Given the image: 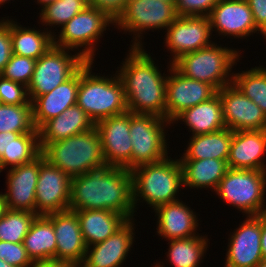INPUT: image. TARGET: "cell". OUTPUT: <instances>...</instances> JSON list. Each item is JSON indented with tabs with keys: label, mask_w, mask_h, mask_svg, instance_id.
Returning <instances> with one entry per match:
<instances>
[{
	"label": "cell",
	"mask_w": 266,
	"mask_h": 267,
	"mask_svg": "<svg viewBox=\"0 0 266 267\" xmlns=\"http://www.w3.org/2000/svg\"><path fill=\"white\" fill-rule=\"evenodd\" d=\"M95 127L94 122L77 104L64 110L59 116L45 122L39 129L41 151L49 144L70 136L87 132Z\"/></svg>",
	"instance_id": "25"
},
{
	"label": "cell",
	"mask_w": 266,
	"mask_h": 267,
	"mask_svg": "<svg viewBox=\"0 0 266 267\" xmlns=\"http://www.w3.org/2000/svg\"><path fill=\"white\" fill-rule=\"evenodd\" d=\"M257 29L266 39V0H247Z\"/></svg>",
	"instance_id": "44"
},
{
	"label": "cell",
	"mask_w": 266,
	"mask_h": 267,
	"mask_svg": "<svg viewBox=\"0 0 266 267\" xmlns=\"http://www.w3.org/2000/svg\"><path fill=\"white\" fill-rule=\"evenodd\" d=\"M114 25L115 21L105 12L87 5L59 28L60 32H57V35H53L54 46L78 51L85 61L93 62L96 58L95 52L98 50L96 44L103 38L106 30Z\"/></svg>",
	"instance_id": "8"
},
{
	"label": "cell",
	"mask_w": 266,
	"mask_h": 267,
	"mask_svg": "<svg viewBox=\"0 0 266 267\" xmlns=\"http://www.w3.org/2000/svg\"><path fill=\"white\" fill-rule=\"evenodd\" d=\"M175 4L162 0H129L114 28L133 35L130 47H145L143 38L150 30H166L176 19ZM147 31V32H146Z\"/></svg>",
	"instance_id": "9"
},
{
	"label": "cell",
	"mask_w": 266,
	"mask_h": 267,
	"mask_svg": "<svg viewBox=\"0 0 266 267\" xmlns=\"http://www.w3.org/2000/svg\"><path fill=\"white\" fill-rule=\"evenodd\" d=\"M223 46L216 40L207 47L180 56L172 66L185 77L212 85L218 91L232 84V70L242 57V50Z\"/></svg>",
	"instance_id": "5"
},
{
	"label": "cell",
	"mask_w": 266,
	"mask_h": 267,
	"mask_svg": "<svg viewBox=\"0 0 266 267\" xmlns=\"http://www.w3.org/2000/svg\"><path fill=\"white\" fill-rule=\"evenodd\" d=\"M169 126V121L157 115L133 114L130 111V170L141 164L161 161L170 154L169 139L166 137Z\"/></svg>",
	"instance_id": "10"
},
{
	"label": "cell",
	"mask_w": 266,
	"mask_h": 267,
	"mask_svg": "<svg viewBox=\"0 0 266 267\" xmlns=\"http://www.w3.org/2000/svg\"><path fill=\"white\" fill-rule=\"evenodd\" d=\"M86 246L102 242L121 228L128 219L110 210H74Z\"/></svg>",
	"instance_id": "27"
},
{
	"label": "cell",
	"mask_w": 266,
	"mask_h": 267,
	"mask_svg": "<svg viewBox=\"0 0 266 267\" xmlns=\"http://www.w3.org/2000/svg\"><path fill=\"white\" fill-rule=\"evenodd\" d=\"M162 263V264H161ZM165 263H163V262H157V263H154V265L152 266V267H165V265H164Z\"/></svg>",
	"instance_id": "52"
},
{
	"label": "cell",
	"mask_w": 266,
	"mask_h": 267,
	"mask_svg": "<svg viewBox=\"0 0 266 267\" xmlns=\"http://www.w3.org/2000/svg\"><path fill=\"white\" fill-rule=\"evenodd\" d=\"M266 130L233 131L227 165L266 171Z\"/></svg>",
	"instance_id": "23"
},
{
	"label": "cell",
	"mask_w": 266,
	"mask_h": 267,
	"mask_svg": "<svg viewBox=\"0 0 266 267\" xmlns=\"http://www.w3.org/2000/svg\"><path fill=\"white\" fill-rule=\"evenodd\" d=\"M87 5V0H57L39 10L38 16L40 20H38V24L39 26L41 24L44 26V29L55 35L56 32L52 27L56 29L57 27L62 28Z\"/></svg>",
	"instance_id": "35"
},
{
	"label": "cell",
	"mask_w": 266,
	"mask_h": 267,
	"mask_svg": "<svg viewBox=\"0 0 266 267\" xmlns=\"http://www.w3.org/2000/svg\"><path fill=\"white\" fill-rule=\"evenodd\" d=\"M45 159L71 178L105 163L99 131L93 129L49 143L41 152Z\"/></svg>",
	"instance_id": "6"
},
{
	"label": "cell",
	"mask_w": 266,
	"mask_h": 267,
	"mask_svg": "<svg viewBox=\"0 0 266 267\" xmlns=\"http://www.w3.org/2000/svg\"><path fill=\"white\" fill-rule=\"evenodd\" d=\"M85 62L78 52L57 46L51 47L36 60L33 75L27 86L29 100L33 102L38 96L51 92L68 80Z\"/></svg>",
	"instance_id": "11"
},
{
	"label": "cell",
	"mask_w": 266,
	"mask_h": 267,
	"mask_svg": "<svg viewBox=\"0 0 266 267\" xmlns=\"http://www.w3.org/2000/svg\"><path fill=\"white\" fill-rule=\"evenodd\" d=\"M219 0H176L177 16H209Z\"/></svg>",
	"instance_id": "41"
},
{
	"label": "cell",
	"mask_w": 266,
	"mask_h": 267,
	"mask_svg": "<svg viewBox=\"0 0 266 267\" xmlns=\"http://www.w3.org/2000/svg\"><path fill=\"white\" fill-rule=\"evenodd\" d=\"M52 221L56 237V260L82 264L86 245L75 211L66 210L46 214Z\"/></svg>",
	"instance_id": "22"
},
{
	"label": "cell",
	"mask_w": 266,
	"mask_h": 267,
	"mask_svg": "<svg viewBox=\"0 0 266 267\" xmlns=\"http://www.w3.org/2000/svg\"><path fill=\"white\" fill-rule=\"evenodd\" d=\"M0 267H15V266L8 264L5 260L0 259Z\"/></svg>",
	"instance_id": "50"
},
{
	"label": "cell",
	"mask_w": 266,
	"mask_h": 267,
	"mask_svg": "<svg viewBox=\"0 0 266 267\" xmlns=\"http://www.w3.org/2000/svg\"><path fill=\"white\" fill-rule=\"evenodd\" d=\"M41 153L33 161L6 170V208L36 213V185L40 165L45 161Z\"/></svg>",
	"instance_id": "19"
},
{
	"label": "cell",
	"mask_w": 266,
	"mask_h": 267,
	"mask_svg": "<svg viewBox=\"0 0 266 267\" xmlns=\"http://www.w3.org/2000/svg\"><path fill=\"white\" fill-rule=\"evenodd\" d=\"M162 1H166V2H172L175 4L176 0H162Z\"/></svg>",
	"instance_id": "54"
},
{
	"label": "cell",
	"mask_w": 266,
	"mask_h": 267,
	"mask_svg": "<svg viewBox=\"0 0 266 267\" xmlns=\"http://www.w3.org/2000/svg\"><path fill=\"white\" fill-rule=\"evenodd\" d=\"M208 17L212 33L220 37L247 40L253 33L264 36L255 25L247 0H219Z\"/></svg>",
	"instance_id": "14"
},
{
	"label": "cell",
	"mask_w": 266,
	"mask_h": 267,
	"mask_svg": "<svg viewBox=\"0 0 266 267\" xmlns=\"http://www.w3.org/2000/svg\"><path fill=\"white\" fill-rule=\"evenodd\" d=\"M129 0H87V4L105 12L116 21L124 12Z\"/></svg>",
	"instance_id": "43"
},
{
	"label": "cell",
	"mask_w": 266,
	"mask_h": 267,
	"mask_svg": "<svg viewBox=\"0 0 266 267\" xmlns=\"http://www.w3.org/2000/svg\"><path fill=\"white\" fill-rule=\"evenodd\" d=\"M34 129L31 101L18 105L0 103V132L24 134Z\"/></svg>",
	"instance_id": "36"
},
{
	"label": "cell",
	"mask_w": 266,
	"mask_h": 267,
	"mask_svg": "<svg viewBox=\"0 0 266 267\" xmlns=\"http://www.w3.org/2000/svg\"><path fill=\"white\" fill-rule=\"evenodd\" d=\"M210 239L208 235H197L185 239L168 240L166 260L173 267H200L206 256Z\"/></svg>",
	"instance_id": "32"
},
{
	"label": "cell",
	"mask_w": 266,
	"mask_h": 267,
	"mask_svg": "<svg viewBox=\"0 0 266 267\" xmlns=\"http://www.w3.org/2000/svg\"><path fill=\"white\" fill-rule=\"evenodd\" d=\"M35 198L38 215L69 210L71 177L45 160L40 165Z\"/></svg>",
	"instance_id": "17"
},
{
	"label": "cell",
	"mask_w": 266,
	"mask_h": 267,
	"mask_svg": "<svg viewBox=\"0 0 266 267\" xmlns=\"http://www.w3.org/2000/svg\"><path fill=\"white\" fill-rule=\"evenodd\" d=\"M0 259L15 267H35L23 243L0 241Z\"/></svg>",
	"instance_id": "39"
},
{
	"label": "cell",
	"mask_w": 266,
	"mask_h": 267,
	"mask_svg": "<svg viewBox=\"0 0 266 267\" xmlns=\"http://www.w3.org/2000/svg\"><path fill=\"white\" fill-rule=\"evenodd\" d=\"M261 223V250L263 259L266 260V212L260 214Z\"/></svg>",
	"instance_id": "47"
},
{
	"label": "cell",
	"mask_w": 266,
	"mask_h": 267,
	"mask_svg": "<svg viewBox=\"0 0 266 267\" xmlns=\"http://www.w3.org/2000/svg\"><path fill=\"white\" fill-rule=\"evenodd\" d=\"M9 1H11V0H0V6L4 5L6 3H9Z\"/></svg>",
	"instance_id": "53"
},
{
	"label": "cell",
	"mask_w": 266,
	"mask_h": 267,
	"mask_svg": "<svg viewBox=\"0 0 266 267\" xmlns=\"http://www.w3.org/2000/svg\"><path fill=\"white\" fill-rule=\"evenodd\" d=\"M147 52L144 47H129L116 72L124 86L128 111L165 119L168 74L162 73Z\"/></svg>",
	"instance_id": "2"
},
{
	"label": "cell",
	"mask_w": 266,
	"mask_h": 267,
	"mask_svg": "<svg viewBox=\"0 0 266 267\" xmlns=\"http://www.w3.org/2000/svg\"><path fill=\"white\" fill-rule=\"evenodd\" d=\"M233 131L223 128L219 131L191 136L179 159H217L228 161Z\"/></svg>",
	"instance_id": "30"
},
{
	"label": "cell",
	"mask_w": 266,
	"mask_h": 267,
	"mask_svg": "<svg viewBox=\"0 0 266 267\" xmlns=\"http://www.w3.org/2000/svg\"><path fill=\"white\" fill-rule=\"evenodd\" d=\"M24 248L35 263L56 260V237L52 221L46 215H38L23 240Z\"/></svg>",
	"instance_id": "31"
},
{
	"label": "cell",
	"mask_w": 266,
	"mask_h": 267,
	"mask_svg": "<svg viewBox=\"0 0 266 267\" xmlns=\"http://www.w3.org/2000/svg\"><path fill=\"white\" fill-rule=\"evenodd\" d=\"M167 156L165 159L146 163L131 169L133 203H146L152 211L163 204L181 199L179 191L183 187V173L179 159ZM182 187V188H181ZM177 196V197H176ZM143 199V200H142Z\"/></svg>",
	"instance_id": "3"
},
{
	"label": "cell",
	"mask_w": 266,
	"mask_h": 267,
	"mask_svg": "<svg viewBox=\"0 0 266 267\" xmlns=\"http://www.w3.org/2000/svg\"><path fill=\"white\" fill-rule=\"evenodd\" d=\"M3 170L4 169H3L2 165H1V161H0V173L3 172Z\"/></svg>",
	"instance_id": "55"
},
{
	"label": "cell",
	"mask_w": 266,
	"mask_h": 267,
	"mask_svg": "<svg viewBox=\"0 0 266 267\" xmlns=\"http://www.w3.org/2000/svg\"><path fill=\"white\" fill-rule=\"evenodd\" d=\"M245 217L228 235L224 267H255L263 260L260 214Z\"/></svg>",
	"instance_id": "15"
},
{
	"label": "cell",
	"mask_w": 266,
	"mask_h": 267,
	"mask_svg": "<svg viewBox=\"0 0 266 267\" xmlns=\"http://www.w3.org/2000/svg\"><path fill=\"white\" fill-rule=\"evenodd\" d=\"M27 87L21 83L5 79L0 75V103L27 104L29 102Z\"/></svg>",
	"instance_id": "40"
},
{
	"label": "cell",
	"mask_w": 266,
	"mask_h": 267,
	"mask_svg": "<svg viewBox=\"0 0 266 267\" xmlns=\"http://www.w3.org/2000/svg\"><path fill=\"white\" fill-rule=\"evenodd\" d=\"M38 130L35 128L31 133L20 134L12 140L8 155L0 157L1 165L4 170L29 163L41 154Z\"/></svg>",
	"instance_id": "34"
},
{
	"label": "cell",
	"mask_w": 266,
	"mask_h": 267,
	"mask_svg": "<svg viewBox=\"0 0 266 267\" xmlns=\"http://www.w3.org/2000/svg\"><path fill=\"white\" fill-rule=\"evenodd\" d=\"M235 72L232 83L266 114V67L259 65Z\"/></svg>",
	"instance_id": "33"
},
{
	"label": "cell",
	"mask_w": 266,
	"mask_h": 267,
	"mask_svg": "<svg viewBox=\"0 0 266 267\" xmlns=\"http://www.w3.org/2000/svg\"><path fill=\"white\" fill-rule=\"evenodd\" d=\"M245 216L266 212V171L229 168L214 191Z\"/></svg>",
	"instance_id": "7"
},
{
	"label": "cell",
	"mask_w": 266,
	"mask_h": 267,
	"mask_svg": "<svg viewBox=\"0 0 266 267\" xmlns=\"http://www.w3.org/2000/svg\"><path fill=\"white\" fill-rule=\"evenodd\" d=\"M94 62L86 61L79 68L76 104L96 124L100 120L128 111L123 83L117 72L107 75L92 71ZM93 65V66H92ZM99 74V75H98Z\"/></svg>",
	"instance_id": "4"
},
{
	"label": "cell",
	"mask_w": 266,
	"mask_h": 267,
	"mask_svg": "<svg viewBox=\"0 0 266 267\" xmlns=\"http://www.w3.org/2000/svg\"><path fill=\"white\" fill-rule=\"evenodd\" d=\"M134 221L128 220L106 240L87 246L81 267H122L136 242Z\"/></svg>",
	"instance_id": "20"
},
{
	"label": "cell",
	"mask_w": 266,
	"mask_h": 267,
	"mask_svg": "<svg viewBox=\"0 0 266 267\" xmlns=\"http://www.w3.org/2000/svg\"><path fill=\"white\" fill-rule=\"evenodd\" d=\"M79 69L51 92L38 96L32 102L33 124L38 130L45 122L59 116L77 102Z\"/></svg>",
	"instance_id": "24"
},
{
	"label": "cell",
	"mask_w": 266,
	"mask_h": 267,
	"mask_svg": "<svg viewBox=\"0 0 266 267\" xmlns=\"http://www.w3.org/2000/svg\"><path fill=\"white\" fill-rule=\"evenodd\" d=\"M110 210L135 219L131 171L103 163L71 178L69 210Z\"/></svg>",
	"instance_id": "1"
},
{
	"label": "cell",
	"mask_w": 266,
	"mask_h": 267,
	"mask_svg": "<svg viewBox=\"0 0 266 267\" xmlns=\"http://www.w3.org/2000/svg\"><path fill=\"white\" fill-rule=\"evenodd\" d=\"M225 127L232 131L266 130V114L233 83L217 91Z\"/></svg>",
	"instance_id": "16"
},
{
	"label": "cell",
	"mask_w": 266,
	"mask_h": 267,
	"mask_svg": "<svg viewBox=\"0 0 266 267\" xmlns=\"http://www.w3.org/2000/svg\"><path fill=\"white\" fill-rule=\"evenodd\" d=\"M13 19H10L12 54L37 60L54 46L53 34L46 29L24 27Z\"/></svg>",
	"instance_id": "29"
},
{
	"label": "cell",
	"mask_w": 266,
	"mask_h": 267,
	"mask_svg": "<svg viewBox=\"0 0 266 267\" xmlns=\"http://www.w3.org/2000/svg\"><path fill=\"white\" fill-rule=\"evenodd\" d=\"M168 64L165 119L172 123L184 110L211 99L217 90L212 85L185 77Z\"/></svg>",
	"instance_id": "13"
},
{
	"label": "cell",
	"mask_w": 266,
	"mask_h": 267,
	"mask_svg": "<svg viewBox=\"0 0 266 267\" xmlns=\"http://www.w3.org/2000/svg\"><path fill=\"white\" fill-rule=\"evenodd\" d=\"M183 173V188L208 189L214 192L229 169L225 160L179 159ZM214 190V191H213Z\"/></svg>",
	"instance_id": "28"
},
{
	"label": "cell",
	"mask_w": 266,
	"mask_h": 267,
	"mask_svg": "<svg viewBox=\"0 0 266 267\" xmlns=\"http://www.w3.org/2000/svg\"><path fill=\"white\" fill-rule=\"evenodd\" d=\"M188 205L179 199L154 209V216H157L156 233L159 237L168 241L201 235L197 232L198 228L200 230V219L197 216L199 214Z\"/></svg>",
	"instance_id": "21"
},
{
	"label": "cell",
	"mask_w": 266,
	"mask_h": 267,
	"mask_svg": "<svg viewBox=\"0 0 266 267\" xmlns=\"http://www.w3.org/2000/svg\"><path fill=\"white\" fill-rule=\"evenodd\" d=\"M35 267H81V265L69 261L50 260L47 262L37 263Z\"/></svg>",
	"instance_id": "46"
},
{
	"label": "cell",
	"mask_w": 266,
	"mask_h": 267,
	"mask_svg": "<svg viewBox=\"0 0 266 267\" xmlns=\"http://www.w3.org/2000/svg\"><path fill=\"white\" fill-rule=\"evenodd\" d=\"M35 63L36 60L30 57L12 54L0 75L27 87L33 75Z\"/></svg>",
	"instance_id": "38"
},
{
	"label": "cell",
	"mask_w": 266,
	"mask_h": 267,
	"mask_svg": "<svg viewBox=\"0 0 266 267\" xmlns=\"http://www.w3.org/2000/svg\"><path fill=\"white\" fill-rule=\"evenodd\" d=\"M55 1H57V0H35L33 2H35L38 5H40L39 6V9H40V7L43 8L45 5L53 3Z\"/></svg>",
	"instance_id": "49"
},
{
	"label": "cell",
	"mask_w": 266,
	"mask_h": 267,
	"mask_svg": "<svg viewBox=\"0 0 266 267\" xmlns=\"http://www.w3.org/2000/svg\"><path fill=\"white\" fill-rule=\"evenodd\" d=\"M37 213L6 209L0 218V241L23 243Z\"/></svg>",
	"instance_id": "37"
},
{
	"label": "cell",
	"mask_w": 266,
	"mask_h": 267,
	"mask_svg": "<svg viewBox=\"0 0 266 267\" xmlns=\"http://www.w3.org/2000/svg\"><path fill=\"white\" fill-rule=\"evenodd\" d=\"M6 209V202L4 200L3 192H0V218L3 216Z\"/></svg>",
	"instance_id": "48"
},
{
	"label": "cell",
	"mask_w": 266,
	"mask_h": 267,
	"mask_svg": "<svg viewBox=\"0 0 266 267\" xmlns=\"http://www.w3.org/2000/svg\"><path fill=\"white\" fill-rule=\"evenodd\" d=\"M178 122L184 124V128L190 130L188 132H192L191 136L208 134L225 128L219 94L217 93L211 99L184 110L172 121L171 126L175 123L178 124Z\"/></svg>",
	"instance_id": "26"
},
{
	"label": "cell",
	"mask_w": 266,
	"mask_h": 267,
	"mask_svg": "<svg viewBox=\"0 0 266 267\" xmlns=\"http://www.w3.org/2000/svg\"><path fill=\"white\" fill-rule=\"evenodd\" d=\"M164 44L173 63L180 56L211 45V22L208 16H177L165 30ZM173 56V57H172Z\"/></svg>",
	"instance_id": "12"
},
{
	"label": "cell",
	"mask_w": 266,
	"mask_h": 267,
	"mask_svg": "<svg viewBox=\"0 0 266 267\" xmlns=\"http://www.w3.org/2000/svg\"><path fill=\"white\" fill-rule=\"evenodd\" d=\"M20 134L21 133L0 132V157L2 155H8V148L12 140H15Z\"/></svg>",
	"instance_id": "45"
},
{
	"label": "cell",
	"mask_w": 266,
	"mask_h": 267,
	"mask_svg": "<svg viewBox=\"0 0 266 267\" xmlns=\"http://www.w3.org/2000/svg\"><path fill=\"white\" fill-rule=\"evenodd\" d=\"M95 127L99 131L105 162L130 170V111L100 120Z\"/></svg>",
	"instance_id": "18"
},
{
	"label": "cell",
	"mask_w": 266,
	"mask_h": 267,
	"mask_svg": "<svg viewBox=\"0 0 266 267\" xmlns=\"http://www.w3.org/2000/svg\"><path fill=\"white\" fill-rule=\"evenodd\" d=\"M10 16L0 19V72L12 56V40L10 36Z\"/></svg>",
	"instance_id": "42"
},
{
	"label": "cell",
	"mask_w": 266,
	"mask_h": 267,
	"mask_svg": "<svg viewBox=\"0 0 266 267\" xmlns=\"http://www.w3.org/2000/svg\"><path fill=\"white\" fill-rule=\"evenodd\" d=\"M255 267H266V260H261L260 262H258L257 264H256V266Z\"/></svg>",
	"instance_id": "51"
}]
</instances>
